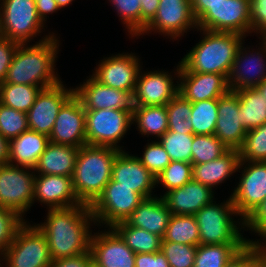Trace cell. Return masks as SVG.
Segmentation results:
<instances>
[{"instance_id":"obj_1","label":"cell","mask_w":266,"mask_h":267,"mask_svg":"<svg viewBox=\"0 0 266 267\" xmlns=\"http://www.w3.org/2000/svg\"><path fill=\"white\" fill-rule=\"evenodd\" d=\"M46 218L35 225L45 235L53 261L90 251V226L95 225L90 206L49 209Z\"/></svg>"},{"instance_id":"obj_2","label":"cell","mask_w":266,"mask_h":267,"mask_svg":"<svg viewBox=\"0 0 266 267\" xmlns=\"http://www.w3.org/2000/svg\"><path fill=\"white\" fill-rule=\"evenodd\" d=\"M54 33L41 37L34 45L19 43L3 83L33 85L43 89L60 84L55 62L59 41Z\"/></svg>"},{"instance_id":"obj_3","label":"cell","mask_w":266,"mask_h":267,"mask_svg":"<svg viewBox=\"0 0 266 267\" xmlns=\"http://www.w3.org/2000/svg\"><path fill=\"white\" fill-rule=\"evenodd\" d=\"M202 39L180 61L179 73H216L227 79L241 44L242 34L203 29Z\"/></svg>"},{"instance_id":"obj_4","label":"cell","mask_w":266,"mask_h":267,"mask_svg":"<svg viewBox=\"0 0 266 267\" xmlns=\"http://www.w3.org/2000/svg\"><path fill=\"white\" fill-rule=\"evenodd\" d=\"M120 150L111 147L85 145L79 148L72 176L76 198L91 206L112 178V166Z\"/></svg>"},{"instance_id":"obj_5","label":"cell","mask_w":266,"mask_h":267,"mask_svg":"<svg viewBox=\"0 0 266 267\" xmlns=\"http://www.w3.org/2000/svg\"><path fill=\"white\" fill-rule=\"evenodd\" d=\"M225 201L221 204L212 201L195 213L200 245L254 242L244 238L241 233L244 226L243 219L234 221L232 216H239V214L235 210L231 196Z\"/></svg>"},{"instance_id":"obj_6","label":"cell","mask_w":266,"mask_h":267,"mask_svg":"<svg viewBox=\"0 0 266 267\" xmlns=\"http://www.w3.org/2000/svg\"><path fill=\"white\" fill-rule=\"evenodd\" d=\"M1 261L6 267H49L53 259L45 235L35 224L25 221L0 256Z\"/></svg>"},{"instance_id":"obj_7","label":"cell","mask_w":266,"mask_h":267,"mask_svg":"<svg viewBox=\"0 0 266 267\" xmlns=\"http://www.w3.org/2000/svg\"><path fill=\"white\" fill-rule=\"evenodd\" d=\"M35 0H0V36L29 43L44 32Z\"/></svg>"},{"instance_id":"obj_8","label":"cell","mask_w":266,"mask_h":267,"mask_svg":"<svg viewBox=\"0 0 266 267\" xmlns=\"http://www.w3.org/2000/svg\"><path fill=\"white\" fill-rule=\"evenodd\" d=\"M132 113L124 109L85 110L86 144L123 151L117 144L132 125Z\"/></svg>"},{"instance_id":"obj_9","label":"cell","mask_w":266,"mask_h":267,"mask_svg":"<svg viewBox=\"0 0 266 267\" xmlns=\"http://www.w3.org/2000/svg\"><path fill=\"white\" fill-rule=\"evenodd\" d=\"M143 199L132 188L119 186L118 182L111 179L104 187L102 194L90 206L95 225L106 224L107 227H113L125 221Z\"/></svg>"},{"instance_id":"obj_10","label":"cell","mask_w":266,"mask_h":267,"mask_svg":"<svg viewBox=\"0 0 266 267\" xmlns=\"http://www.w3.org/2000/svg\"><path fill=\"white\" fill-rule=\"evenodd\" d=\"M35 175L31 167L11 163L1 165L0 206L25 218V213L33 204Z\"/></svg>"},{"instance_id":"obj_11","label":"cell","mask_w":266,"mask_h":267,"mask_svg":"<svg viewBox=\"0 0 266 267\" xmlns=\"http://www.w3.org/2000/svg\"><path fill=\"white\" fill-rule=\"evenodd\" d=\"M197 29L251 34L250 0H224L211 6L197 21Z\"/></svg>"},{"instance_id":"obj_12","label":"cell","mask_w":266,"mask_h":267,"mask_svg":"<svg viewBox=\"0 0 266 267\" xmlns=\"http://www.w3.org/2000/svg\"><path fill=\"white\" fill-rule=\"evenodd\" d=\"M238 169H243L241 177L230 196L236 212L244 219L266 199V162L240 161Z\"/></svg>"},{"instance_id":"obj_13","label":"cell","mask_w":266,"mask_h":267,"mask_svg":"<svg viewBox=\"0 0 266 267\" xmlns=\"http://www.w3.org/2000/svg\"><path fill=\"white\" fill-rule=\"evenodd\" d=\"M190 28H197L191 0H159L156 15L138 36L145 33L151 34L154 31V33L158 32L168 38L170 36L172 40H177L184 36Z\"/></svg>"},{"instance_id":"obj_14","label":"cell","mask_w":266,"mask_h":267,"mask_svg":"<svg viewBox=\"0 0 266 267\" xmlns=\"http://www.w3.org/2000/svg\"><path fill=\"white\" fill-rule=\"evenodd\" d=\"M135 53H118L104 57L91 74L105 86L128 91L133 95L135 85L142 66Z\"/></svg>"},{"instance_id":"obj_15","label":"cell","mask_w":266,"mask_h":267,"mask_svg":"<svg viewBox=\"0 0 266 267\" xmlns=\"http://www.w3.org/2000/svg\"><path fill=\"white\" fill-rule=\"evenodd\" d=\"M64 86L61 82L42 89L37 95L34 104L26 113L29 130L49 137L60 109L75 94L74 88L68 89Z\"/></svg>"},{"instance_id":"obj_16","label":"cell","mask_w":266,"mask_h":267,"mask_svg":"<svg viewBox=\"0 0 266 267\" xmlns=\"http://www.w3.org/2000/svg\"><path fill=\"white\" fill-rule=\"evenodd\" d=\"M49 140L78 148L87 145L85 108L75 94L60 109Z\"/></svg>"},{"instance_id":"obj_17","label":"cell","mask_w":266,"mask_h":267,"mask_svg":"<svg viewBox=\"0 0 266 267\" xmlns=\"http://www.w3.org/2000/svg\"><path fill=\"white\" fill-rule=\"evenodd\" d=\"M265 57L266 46L263 43L255 51L254 49L251 51L250 47L246 48L241 44L228 76L230 91L235 92L245 88H255L264 81L266 79Z\"/></svg>"},{"instance_id":"obj_18","label":"cell","mask_w":266,"mask_h":267,"mask_svg":"<svg viewBox=\"0 0 266 267\" xmlns=\"http://www.w3.org/2000/svg\"><path fill=\"white\" fill-rule=\"evenodd\" d=\"M140 70L133 92L134 106H161L166 105L179 93V79L174 84L175 76L162 71Z\"/></svg>"},{"instance_id":"obj_19","label":"cell","mask_w":266,"mask_h":267,"mask_svg":"<svg viewBox=\"0 0 266 267\" xmlns=\"http://www.w3.org/2000/svg\"><path fill=\"white\" fill-rule=\"evenodd\" d=\"M91 235L92 260L101 267H135V253L112 228Z\"/></svg>"},{"instance_id":"obj_20","label":"cell","mask_w":266,"mask_h":267,"mask_svg":"<svg viewBox=\"0 0 266 267\" xmlns=\"http://www.w3.org/2000/svg\"><path fill=\"white\" fill-rule=\"evenodd\" d=\"M74 88L85 110L124 109L133 112V95L100 83L93 76Z\"/></svg>"},{"instance_id":"obj_21","label":"cell","mask_w":266,"mask_h":267,"mask_svg":"<svg viewBox=\"0 0 266 267\" xmlns=\"http://www.w3.org/2000/svg\"><path fill=\"white\" fill-rule=\"evenodd\" d=\"M120 151L114 159L112 166V180L119 186L132 188L144 199L153 197L156 187V177L140 162L135 155Z\"/></svg>"},{"instance_id":"obj_22","label":"cell","mask_w":266,"mask_h":267,"mask_svg":"<svg viewBox=\"0 0 266 267\" xmlns=\"http://www.w3.org/2000/svg\"><path fill=\"white\" fill-rule=\"evenodd\" d=\"M174 75L179 79V93L191 103L219 99L230 91L228 79L216 73H179L180 62Z\"/></svg>"},{"instance_id":"obj_23","label":"cell","mask_w":266,"mask_h":267,"mask_svg":"<svg viewBox=\"0 0 266 267\" xmlns=\"http://www.w3.org/2000/svg\"><path fill=\"white\" fill-rule=\"evenodd\" d=\"M239 96L229 91L218 99V119L214 134L229 149H239L244 141L247 130L240 123L241 110Z\"/></svg>"},{"instance_id":"obj_24","label":"cell","mask_w":266,"mask_h":267,"mask_svg":"<svg viewBox=\"0 0 266 267\" xmlns=\"http://www.w3.org/2000/svg\"><path fill=\"white\" fill-rule=\"evenodd\" d=\"M35 201L45 204L47 209L81 204L75 196L72 177L63 175H35L33 204Z\"/></svg>"},{"instance_id":"obj_25","label":"cell","mask_w":266,"mask_h":267,"mask_svg":"<svg viewBox=\"0 0 266 267\" xmlns=\"http://www.w3.org/2000/svg\"><path fill=\"white\" fill-rule=\"evenodd\" d=\"M213 193V189L192 179L182 187L172 189L160 197L172 214L195 215L215 199Z\"/></svg>"},{"instance_id":"obj_26","label":"cell","mask_w":266,"mask_h":267,"mask_svg":"<svg viewBox=\"0 0 266 267\" xmlns=\"http://www.w3.org/2000/svg\"><path fill=\"white\" fill-rule=\"evenodd\" d=\"M172 216L162 197L145 198L125 220L130 226L151 232L163 239Z\"/></svg>"},{"instance_id":"obj_27","label":"cell","mask_w":266,"mask_h":267,"mask_svg":"<svg viewBox=\"0 0 266 267\" xmlns=\"http://www.w3.org/2000/svg\"><path fill=\"white\" fill-rule=\"evenodd\" d=\"M239 163V151L229 149L218 159L192 164V179L212 189L225 182L236 171L238 172Z\"/></svg>"},{"instance_id":"obj_28","label":"cell","mask_w":266,"mask_h":267,"mask_svg":"<svg viewBox=\"0 0 266 267\" xmlns=\"http://www.w3.org/2000/svg\"><path fill=\"white\" fill-rule=\"evenodd\" d=\"M79 148L49 142L33 168L34 173L72 177Z\"/></svg>"},{"instance_id":"obj_29","label":"cell","mask_w":266,"mask_h":267,"mask_svg":"<svg viewBox=\"0 0 266 267\" xmlns=\"http://www.w3.org/2000/svg\"><path fill=\"white\" fill-rule=\"evenodd\" d=\"M49 142V137L45 134L25 131L10 140L9 163L34 168Z\"/></svg>"},{"instance_id":"obj_30","label":"cell","mask_w":266,"mask_h":267,"mask_svg":"<svg viewBox=\"0 0 266 267\" xmlns=\"http://www.w3.org/2000/svg\"><path fill=\"white\" fill-rule=\"evenodd\" d=\"M235 93L239 96L240 123L249 131L266 123V99L257 88H245Z\"/></svg>"},{"instance_id":"obj_31","label":"cell","mask_w":266,"mask_h":267,"mask_svg":"<svg viewBox=\"0 0 266 267\" xmlns=\"http://www.w3.org/2000/svg\"><path fill=\"white\" fill-rule=\"evenodd\" d=\"M132 124L137 125L136 129L141 135H155L159 139L168 130L166 105L134 106Z\"/></svg>"},{"instance_id":"obj_32","label":"cell","mask_w":266,"mask_h":267,"mask_svg":"<svg viewBox=\"0 0 266 267\" xmlns=\"http://www.w3.org/2000/svg\"><path fill=\"white\" fill-rule=\"evenodd\" d=\"M135 253H156L161 251L162 238L149 231L130 226L126 221L112 227Z\"/></svg>"},{"instance_id":"obj_33","label":"cell","mask_w":266,"mask_h":267,"mask_svg":"<svg viewBox=\"0 0 266 267\" xmlns=\"http://www.w3.org/2000/svg\"><path fill=\"white\" fill-rule=\"evenodd\" d=\"M248 243L198 245L194 267H224Z\"/></svg>"},{"instance_id":"obj_34","label":"cell","mask_w":266,"mask_h":267,"mask_svg":"<svg viewBox=\"0 0 266 267\" xmlns=\"http://www.w3.org/2000/svg\"><path fill=\"white\" fill-rule=\"evenodd\" d=\"M43 88L33 85L0 83V103L27 113Z\"/></svg>"},{"instance_id":"obj_35","label":"cell","mask_w":266,"mask_h":267,"mask_svg":"<svg viewBox=\"0 0 266 267\" xmlns=\"http://www.w3.org/2000/svg\"><path fill=\"white\" fill-rule=\"evenodd\" d=\"M162 241L198 246L200 237L195 216L172 214Z\"/></svg>"},{"instance_id":"obj_36","label":"cell","mask_w":266,"mask_h":267,"mask_svg":"<svg viewBox=\"0 0 266 267\" xmlns=\"http://www.w3.org/2000/svg\"><path fill=\"white\" fill-rule=\"evenodd\" d=\"M192 104L190 120L194 135H214L218 119V99L197 101Z\"/></svg>"},{"instance_id":"obj_37","label":"cell","mask_w":266,"mask_h":267,"mask_svg":"<svg viewBox=\"0 0 266 267\" xmlns=\"http://www.w3.org/2000/svg\"><path fill=\"white\" fill-rule=\"evenodd\" d=\"M168 130L193 134L190 115L192 113V104L180 93L176 94L167 104Z\"/></svg>"},{"instance_id":"obj_38","label":"cell","mask_w":266,"mask_h":267,"mask_svg":"<svg viewBox=\"0 0 266 267\" xmlns=\"http://www.w3.org/2000/svg\"><path fill=\"white\" fill-rule=\"evenodd\" d=\"M229 150L221 140L214 135H194L191 145V163H207L218 159Z\"/></svg>"},{"instance_id":"obj_39","label":"cell","mask_w":266,"mask_h":267,"mask_svg":"<svg viewBox=\"0 0 266 267\" xmlns=\"http://www.w3.org/2000/svg\"><path fill=\"white\" fill-rule=\"evenodd\" d=\"M194 134L177 133L167 130L159 139L160 144L169 154L171 161L191 163V145Z\"/></svg>"},{"instance_id":"obj_40","label":"cell","mask_w":266,"mask_h":267,"mask_svg":"<svg viewBox=\"0 0 266 267\" xmlns=\"http://www.w3.org/2000/svg\"><path fill=\"white\" fill-rule=\"evenodd\" d=\"M238 151L240 161L266 162V123L247 131Z\"/></svg>"},{"instance_id":"obj_41","label":"cell","mask_w":266,"mask_h":267,"mask_svg":"<svg viewBox=\"0 0 266 267\" xmlns=\"http://www.w3.org/2000/svg\"><path fill=\"white\" fill-rule=\"evenodd\" d=\"M192 180V163L182 161H171L167 167L156 176V186L162 184L168 191L182 187Z\"/></svg>"},{"instance_id":"obj_42","label":"cell","mask_w":266,"mask_h":267,"mask_svg":"<svg viewBox=\"0 0 266 267\" xmlns=\"http://www.w3.org/2000/svg\"><path fill=\"white\" fill-rule=\"evenodd\" d=\"M27 130V114L0 103V134L10 141Z\"/></svg>"},{"instance_id":"obj_43","label":"cell","mask_w":266,"mask_h":267,"mask_svg":"<svg viewBox=\"0 0 266 267\" xmlns=\"http://www.w3.org/2000/svg\"><path fill=\"white\" fill-rule=\"evenodd\" d=\"M119 15L121 22L126 25L131 37L141 33V2L140 0H108Z\"/></svg>"},{"instance_id":"obj_44","label":"cell","mask_w":266,"mask_h":267,"mask_svg":"<svg viewBox=\"0 0 266 267\" xmlns=\"http://www.w3.org/2000/svg\"><path fill=\"white\" fill-rule=\"evenodd\" d=\"M161 251L170 267H194L197 246L162 241Z\"/></svg>"},{"instance_id":"obj_45","label":"cell","mask_w":266,"mask_h":267,"mask_svg":"<svg viewBox=\"0 0 266 267\" xmlns=\"http://www.w3.org/2000/svg\"><path fill=\"white\" fill-rule=\"evenodd\" d=\"M25 220L15 211L0 206V256L12 244Z\"/></svg>"},{"instance_id":"obj_46","label":"cell","mask_w":266,"mask_h":267,"mask_svg":"<svg viewBox=\"0 0 266 267\" xmlns=\"http://www.w3.org/2000/svg\"><path fill=\"white\" fill-rule=\"evenodd\" d=\"M137 158L155 177L171 162L169 154L159 141L148 142L144 146L143 155Z\"/></svg>"},{"instance_id":"obj_47","label":"cell","mask_w":266,"mask_h":267,"mask_svg":"<svg viewBox=\"0 0 266 267\" xmlns=\"http://www.w3.org/2000/svg\"><path fill=\"white\" fill-rule=\"evenodd\" d=\"M243 230L256 233L262 242H266V199L253 209L244 219ZM249 228V229H248Z\"/></svg>"},{"instance_id":"obj_48","label":"cell","mask_w":266,"mask_h":267,"mask_svg":"<svg viewBox=\"0 0 266 267\" xmlns=\"http://www.w3.org/2000/svg\"><path fill=\"white\" fill-rule=\"evenodd\" d=\"M224 267H258V247L248 243Z\"/></svg>"},{"instance_id":"obj_49","label":"cell","mask_w":266,"mask_h":267,"mask_svg":"<svg viewBox=\"0 0 266 267\" xmlns=\"http://www.w3.org/2000/svg\"><path fill=\"white\" fill-rule=\"evenodd\" d=\"M251 33L266 30V0H250Z\"/></svg>"},{"instance_id":"obj_50","label":"cell","mask_w":266,"mask_h":267,"mask_svg":"<svg viewBox=\"0 0 266 267\" xmlns=\"http://www.w3.org/2000/svg\"><path fill=\"white\" fill-rule=\"evenodd\" d=\"M19 43L0 36V83L4 82Z\"/></svg>"},{"instance_id":"obj_51","label":"cell","mask_w":266,"mask_h":267,"mask_svg":"<svg viewBox=\"0 0 266 267\" xmlns=\"http://www.w3.org/2000/svg\"><path fill=\"white\" fill-rule=\"evenodd\" d=\"M135 267H170L162 251L156 253H138L135 255Z\"/></svg>"},{"instance_id":"obj_52","label":"cell","mask_w":266,"mask_h":267,"mask_svg":"<svg viewBox=\"0 0 266 267\" xmlns=\"http://www.w3.org/2000/svg\"><path fill=\"white\" fill-rule=\"evenodd\" d=\"M91 261L92 254L89 251L68 258L54 260L49 267H89Z\"/></svg>"},{"instance_id":"obj_53","label":"cell","mask_w":266,"mask_h":267,"mask_svg":"<svg viewBox=\"0 0 266 267\" xmlns=\"http://www.w3.org/2000/svg\"><path fill=\"white\" fill-rule=\"evenodd\" d=\"M141 2V32L154 18L159 7V0H140Z\"/></svg>"},{"instance_id":"obj_54","label":"cell","mask_w":266,"mask_h":267,"mask_svg":"<svg viewBox=\"0 0 266 267\" xmlns=\"http://www.w3.org/2000/svg\"><path fill=\"white\" fill-rule=\"evenodd\" d=\"M35 4L38 16L44 24L46 23L45 21H47V14L49 15L61 10L56 0H35Z\"/></svg>"},{"instance_id":"obj_55","label":"cell","mask_w":266,"mask_h":267,"mask_svg":"<svg viewBox=\"0 0 266 267\" xmlns=\"http://www.w3.org/2000/svg\"><path fill=\"white\" fill-rule=\"evenodd\" d=\"M224 0H191L193 16L197 21L211 6L218 5Z\"/></svg>"},{"instance_id":"obj_56","label":"cell","mask_w":266,"mask_h":267,"mask_svg":"<svg viewBox=\"0 0 266 267\" xmlns=\"http://www.w3.org/2000/svg\"><path fill=\"white\" fill-rule=\"evenodd\" d=\"M10 141L0 134V166L9 163Z\"/></svg>"},{"instance_id":"obj_57","label":"cell","mask_w":266,"mask_h":267,"mask_svg":"<svg viewBox=\"0 0 266 267\" xmlns=\"http://www.w3.org/2000/svg\"><path fill=\"white\" fill-rule=\"evenodd\" d=\"M253 243L258 247V267H266V242L259 239Z\"/></svg>"},{"instance_id":"obj_58","label":"cell","mask_w":266,"mask_h":267,"mask_svg":"<svg viewBox=\"0 0 266 267\" xmlns=\"http://www.w3.org/2000/svg\"><path fill=\"white\" fill-rule=\"evenodd\" d=\"M257 90L266 99V79L256 86Z\"/></svg>"},{"instance_id":"obj_59","label":"cell","mask_w":266,"mask_h":267,"mask_svg":"<svg viewBox=\"0 0 266 267\" xmlns=\"http://www.w3.org/2000/svg\"><path fill=\"white\" fill-rule=\"evenodd\" d=\"M72 1L74 0H56L57 5L60 9L67 7L69 4H72Z\"/></svg>"},{"instance_id":"obj_60","label":"cell","mask_w":266,"mask_h":267,"mask_svg":"<svg viewBox=\"0 0 266 267\" xmlns=\"http://www.w3.org/2000/svg\"><path fill=\"white\" fill-rule=\"evenodd\" d=\"M259 39H262L260 43H263L266 46V30L260 33Z\"/></svg>"},{"instance_id":"obj_61","label":"cell","mask_w":266,"mask_h":267,"mask_svg":"<svg viewBox=\"0 0 266 267\" xmlns=\"http://www.w3.org/2000/svg\"><path fill=\"white\" fill-rule=\"evenodd\" d=\"M89 267H101L100 265L96 264L93 260L90 263Z\"/></svg>"}]
</instances>
